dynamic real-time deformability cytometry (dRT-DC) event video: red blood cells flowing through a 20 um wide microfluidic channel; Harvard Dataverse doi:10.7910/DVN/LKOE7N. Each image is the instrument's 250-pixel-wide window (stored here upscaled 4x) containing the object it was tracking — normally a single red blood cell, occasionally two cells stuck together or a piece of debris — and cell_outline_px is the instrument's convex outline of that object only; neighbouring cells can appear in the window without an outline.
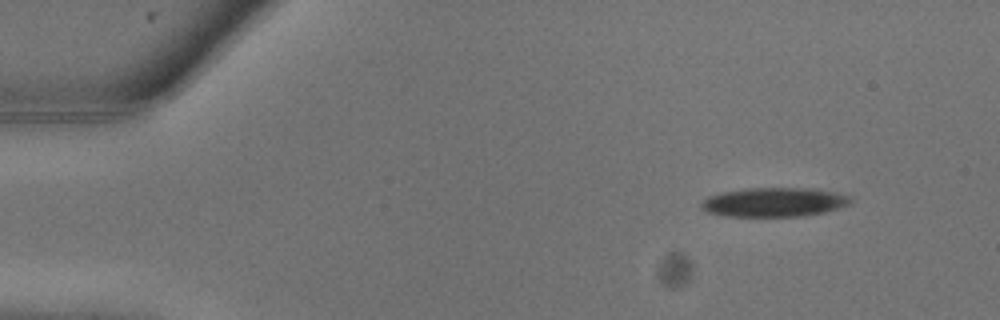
{"species": "common noctule bat (a hibernating species)", "species_latin": "Nyctalus noctula", "temperature_condition": "warm", "stored_images_in_passage": 10, "camera_frame_rate_fps": 3000, "um_per_image_px": 0.085, "animal": {"sex": "male", "body_mass_g": 13.3}, "frame": {"image": 1, "passage_image": 1, "time_ms": 0.0, "image_size_px": [1000, 320], "cell_outline_px": [[852, 200], [848, 204], [840, 208], [824, 212], [804, 216], [724, 216], [708, 212], [700, 208], [700, 204], [708, 196], [720, 192], [748, 188], [812, 188], [836, 192], [852, 196]], "centroid_in_image_um": [65.81, 17.18], "position_along_channel_um": 19.2, "area_um2": 25.55}}
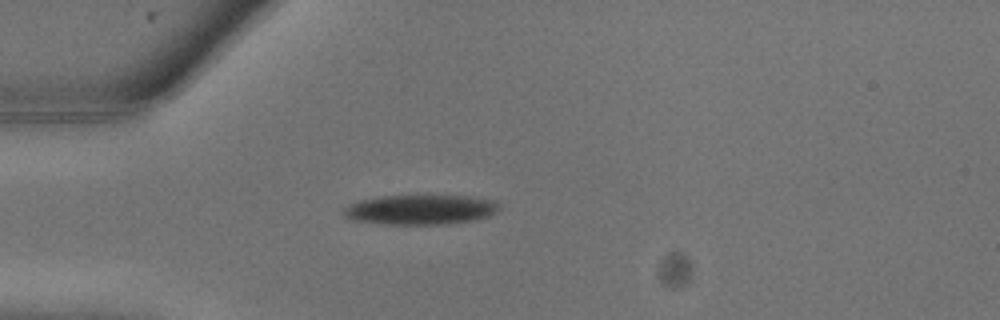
{"frame": {"image": 2, "passage_image": 5, "time_ms": 1.333, "image_size_px": [1000, 320], "cell_outline_px": [[500, 208], [496, 212], [488, 216], [472, 220], [448, 224], [376, 224], [348, 220], [340, 212], [348, 204], [360, 200], [380, 196], [468, 196], [496, 200], [500, 204]], "centroid_in_image_um": [35.68, 17.83], "position_along_channel_um": 49.3, "area_um2": 27.4}}
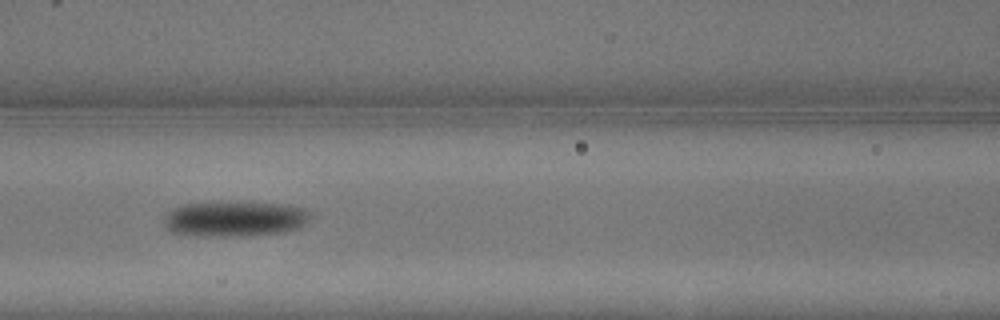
{"frame": {"image": 3, "passage_image": 9, "time_ms": 2.667, "image_size_px": [1000, 320], "cell_outline_px": [[312, 216], [300, 228], [284, 232], [248, 236], [204, 236], [172, 232], [164, 228], [164, 212], [172, 208], [184, 204], [212, 200], [236, 200], [280, 204], [304, 208], [312, 212]], "centroid_in_image_um": [19.92, 18.56], "position_along_channel_um": 146.7, "area_um2": 31.5}}